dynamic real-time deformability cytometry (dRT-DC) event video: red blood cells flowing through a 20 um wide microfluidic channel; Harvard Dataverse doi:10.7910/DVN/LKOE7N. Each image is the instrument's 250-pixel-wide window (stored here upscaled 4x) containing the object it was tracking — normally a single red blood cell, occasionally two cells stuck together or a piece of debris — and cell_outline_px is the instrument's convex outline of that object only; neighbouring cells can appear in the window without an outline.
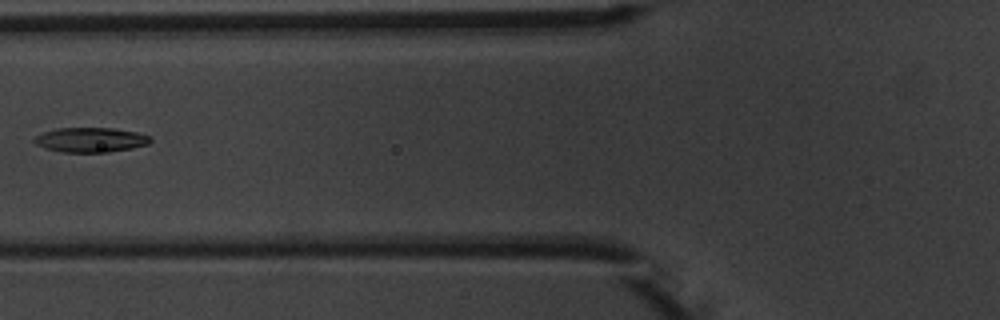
{"species": "common noctule bat (a hibernating species)", "species_latin": "Nyctalus noctula", "temperature_condition": "warm", "stored_images_in_passage": 2, "camera_frame_rate_fps": 3000, "um_per_image_px": 0.085, "animal": {"sex": "male", "body_mass_g": 20.1, "forearm_length_mm": 53.5}, "frame": {"image": 1, "passage_image": 2, "time_ms": 1.333, "image_size_px": [1000, 320], "cell_outline_px": [[152, 140], [148, 144], [132, 148], [108, 152], [60, 152], [44, 148], [36, 144], [32, 140], [36, 136], [44, 132], [56, 128], [112, 128], [136, 132], [152, 136]], "centroid_in_image_um": [7.7, 11.89], "position_along_channel_um": 118.1, "area_um2": 16.76}}